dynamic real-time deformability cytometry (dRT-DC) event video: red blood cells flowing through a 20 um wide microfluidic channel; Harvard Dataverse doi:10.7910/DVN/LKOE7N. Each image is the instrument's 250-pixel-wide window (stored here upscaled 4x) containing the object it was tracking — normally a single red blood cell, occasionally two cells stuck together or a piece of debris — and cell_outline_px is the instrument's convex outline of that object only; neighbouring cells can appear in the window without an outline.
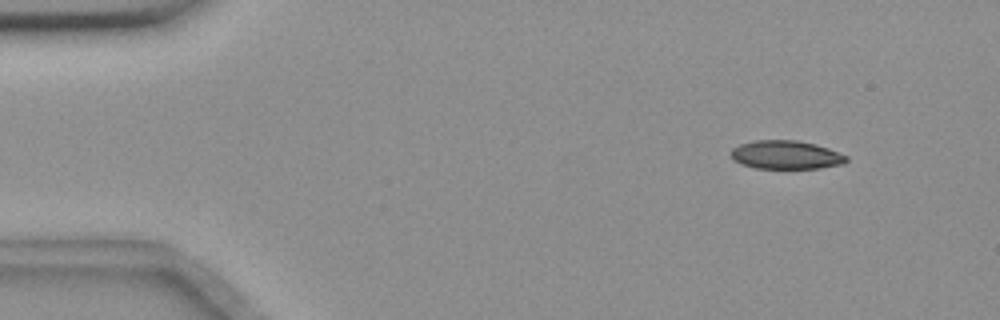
{"species": "common noctule bat (a hibernating species)", "species_latin": "Nyctalus noctula", "temperature_condition": "room temperature", "stored_images_in_passage": 4, "camera_frame_rate_fps": 3000, "um_per_image_px": 0.085, "animal": {"sex": "female", "body_mass_g": 18.4}, "frame": {"image": 1, "passage_image": 1, "time_ms": 0.0, "image_size_px": [1000, 320], "cell_outline_px": [[848, 160], [844, 164], [820, 168], [756, 168], [740, 164], [732, 160], [732, 148], [740, 144], [756, 140], [796, 140], [816, 144], [828, 148], [848, 156]], "centroid_in_image_um": [66.82, 13.16], "position_along_channel_um": 18.2, "area_um2": 19.25}}